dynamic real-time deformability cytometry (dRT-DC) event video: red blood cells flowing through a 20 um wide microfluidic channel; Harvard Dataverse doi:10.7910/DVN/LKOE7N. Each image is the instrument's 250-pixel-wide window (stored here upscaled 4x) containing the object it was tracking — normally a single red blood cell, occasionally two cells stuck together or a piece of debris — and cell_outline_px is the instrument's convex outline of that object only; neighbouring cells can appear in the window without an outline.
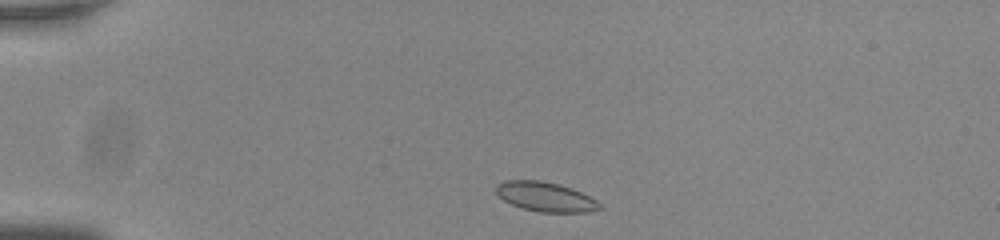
{"species": "common noctule bat (a hibernating species)", "species_latin": "Nyctalus noctula", "temperature_condition": "room temperature", "stored_images_in_passage": 44, "camera_frame_rate_fps": 3000, "um_per_image_px": 0.085, "animal": {"sex": "male", "body_mass_g": 20.0, "forearm_length_mm": 53.3}, "frame": {"image": 1, "passage_image": 2, "time_ms": 0.333, "image_size_px": [1000, 240], "cell_outline_px": [[604, 208], [588, 212], [540, 212], [524, 208], [512, 204], [504, 200], [496, 192], [496, 184], [504, 180], [540, 180], [572, 188], [596, 200]], "centroid_in_image_um": [46.37, 16.72], "position_along_channel_um": 38.6, "area_um2": 17.63}}
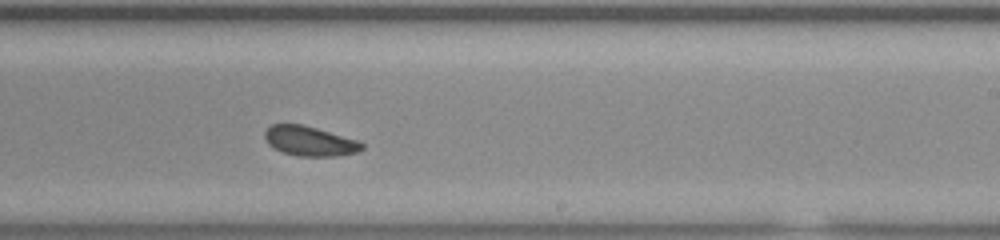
{"frame": {"image": 2, "passage_image": 24, "time_ms": 7.667, "image_size_px": [1000, 240], "cell_outline_px": [[364, 148], [356, 152], [336, 156], [300, 156], [284, 152], [272, 148], [268, 144], [264, 136], [264, 132], [272, 124], [300, 124], [316, 128], [356, 140], [364, 144]], "centroid_in_image_um": [26.29, 11.99], "position_along_channel_um": 262.7, "area_um2": 16.59}}
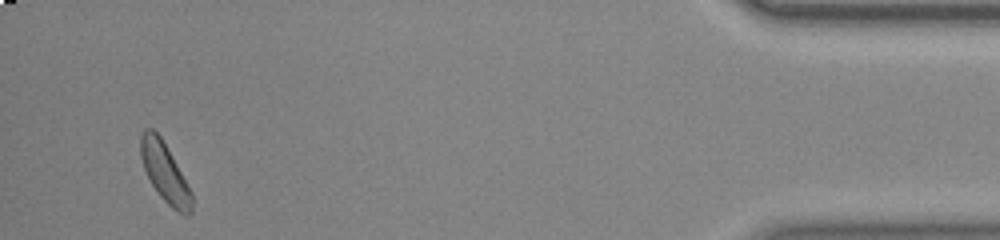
{"frame": {"image": 3, "passage_image": 42, "time_ms": 13.667, "image_size_px": [1000, 240], "cell_outline_px": [[192, 212], [188, 216], [184, 216], [176, 212], [160, 196], [152, 184], [144, 168], [140, 156], [140, 136], [144, 128], [152, 128], [160, 136], [192, 192]], "centroid_in_image_um": [14.01, 14.69], "position_along_channel_um": 421.2, "area_um2": 17.46}, "authors_computed_cell_mechanics": {"area_um2": 17.4267, "velocity_mm_per_s": 3.7495, "shape_relaxation_time_tau1_ms": 4.9677, "shape_relaxation_time_tau2_ms": null, "deformation_change_tau1": 0.0705, "deformation_change_tau2": null}}